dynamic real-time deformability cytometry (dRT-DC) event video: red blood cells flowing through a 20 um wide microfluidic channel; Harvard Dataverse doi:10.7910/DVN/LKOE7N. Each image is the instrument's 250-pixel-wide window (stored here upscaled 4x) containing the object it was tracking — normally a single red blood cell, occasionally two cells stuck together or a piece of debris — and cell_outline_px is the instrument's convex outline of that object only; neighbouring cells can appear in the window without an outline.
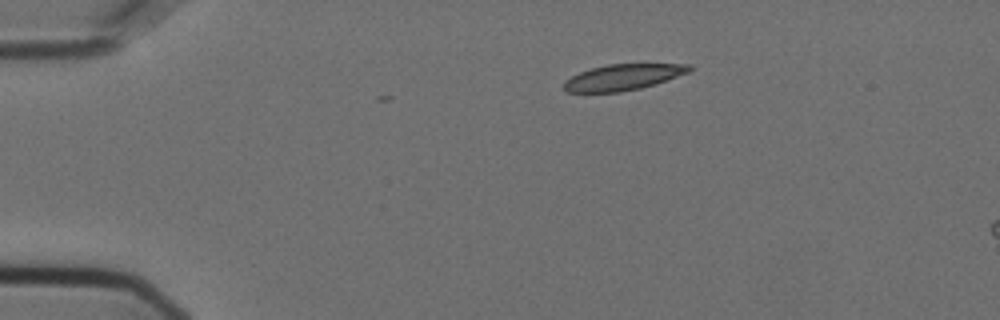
{"species": "Egyptian fruit bat (a non-hibernating species)", "species_latin": "Rousettus aegyptiacus", "temperature_condition": "cold", "stored_images_in_passage": 4, "camera_frame_rate_fps": 3000, "um_per_image_px": 0.085, "animal": {"sex": "female"}, "frame": {"image": 1, "passage_image": 1, "time_ms": 0.0, "image_size_px": [1000, 320], "cell_outline_px": [[692, 68], [688, 72], [656, 84], [640, 88], [620, 92], [564, 92], [564, 80], [580, 72], [592, 68], [608, 64], [688, 64]], "centroid_in_image_um": [52.93, 6.57], "position_along_channel_um": 32.1, "area_um2": 18.84}}